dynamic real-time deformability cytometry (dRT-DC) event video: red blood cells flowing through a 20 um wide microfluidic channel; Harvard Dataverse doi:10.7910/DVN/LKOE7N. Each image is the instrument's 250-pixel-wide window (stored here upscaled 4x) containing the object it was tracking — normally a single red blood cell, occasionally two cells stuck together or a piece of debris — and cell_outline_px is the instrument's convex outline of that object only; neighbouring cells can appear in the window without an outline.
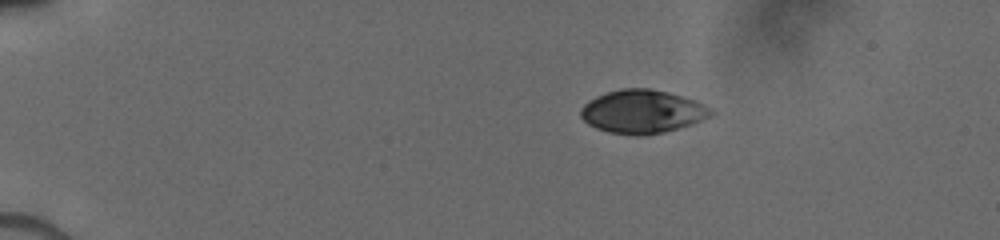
{"species": "human", "species_latin": "Homo sapiens", "temperature_condition": "cold", "stored_images_in_passage": 12, "camera_frame_rate_fps": 3000, "um_per_image_px": 0.085, "donor": {"sex": "male"}, "frame": {"image": 1, "passage_image": 1, "time_ms": 0.0, "image_size_px": [1000, 240], "cell_outline_px": [[716, 112], [712, 116], [692, 124], [664, 132], [644, 136], [608, 132], [596, 128], [588, 124], [580, 116], [580, 108], [588, 100], [596, 96], [608, 92], [624, 88], [648, 88], [668, 92], [696, 100], [704, 104]], "centroid_in_image_um": [54.61, 9.48], "position_along_channel_um": 30.4, "area_um2": 33.06}}
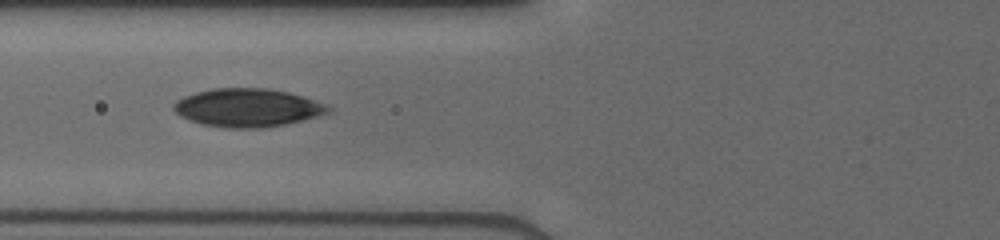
{"frame": {"image": 2, "passage_image": 9, "time_ms": 4.0, "image_size_px": [1000, 240], "cell_outline_px": [[332, 112], [320, 116], [304, 120], [264, 128], [224, 128], [200, 124], [180, 116], [172, 108], [172, 104], [176, 100], [184, 96], [196, 92], [212, 88], [268, 88], [288, 92], [328, 104], [332, 108]], "centroid_in_image_um": [21.05, 9.16], "position_along_channel_um": 104.7, "area_um2": 34.85}}
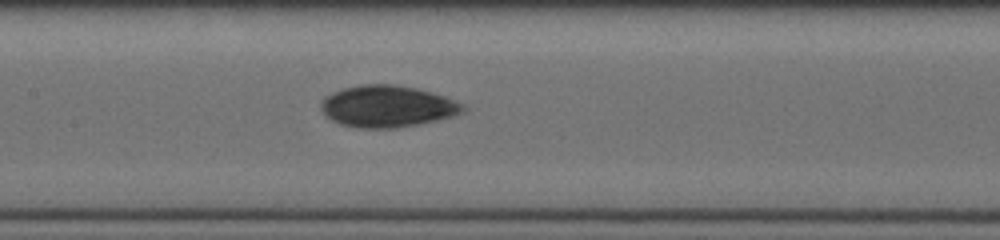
{"frame": {"image": 3, "passage_image": 12, "time_ms": 5.667, "image_size_px": [1000, 240], "cell_outline_px": [[464, 112], [452, 116], [436, 120], [396, 128], [356, 128], [340, 124], [324, 116], [320, 108], [320, 104], [324, 96], [332, 92], [344, 88], [360, 84], [392, 84], [416, 88], [432, 92], [444, 96], [464, 104]], "centroid_in_image_um": [32.87, 9.03], "position_along_channel_um": 174.5, "area_um2": 34.62}}